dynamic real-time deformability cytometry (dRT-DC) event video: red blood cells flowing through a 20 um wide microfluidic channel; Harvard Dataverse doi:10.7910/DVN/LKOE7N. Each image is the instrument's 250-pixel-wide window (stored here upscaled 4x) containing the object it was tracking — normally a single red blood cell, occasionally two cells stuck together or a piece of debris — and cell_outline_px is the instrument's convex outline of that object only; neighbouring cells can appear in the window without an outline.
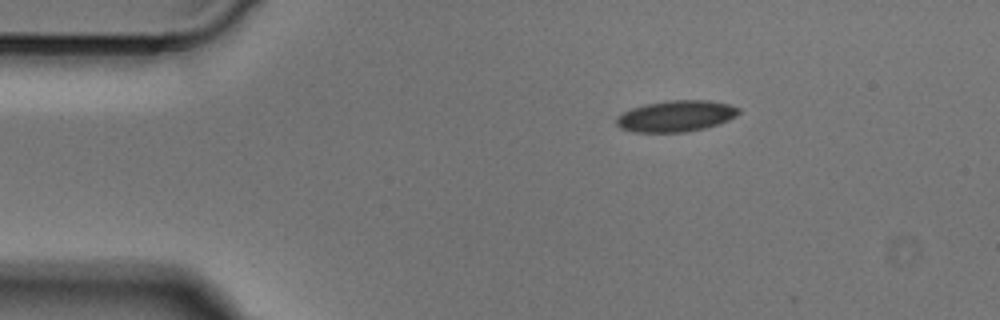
{"species": "Egyptian fruit bat (a non-hibernating species)", "species_latin": "Rousettus aegyptiacus", "temperature_condition": "cold", "stored_images_in_passage": 42, "camera_frame_rate_fps": 3000, "um_per_image_px": 0.085, "animal": {"sex": "male"}, "frame": {"image": 1, "passage_image": 1, "time_ms": 0.0, "image_size_px": [1000, 320], "cell_outline_px": [[740, 112], [736, 116], [720, 124], [688, 132], [632, 132], [620, 128], [616, 124], [616, 120], [624, 112], [632, 108], [644, 104], [668, 100], [708, 100], [728, 104], [740, 108]], "centroid_in_image_um": [57.48, 9.87], "position_along_channel_um": 27.5, "area_um2": 22.31}}
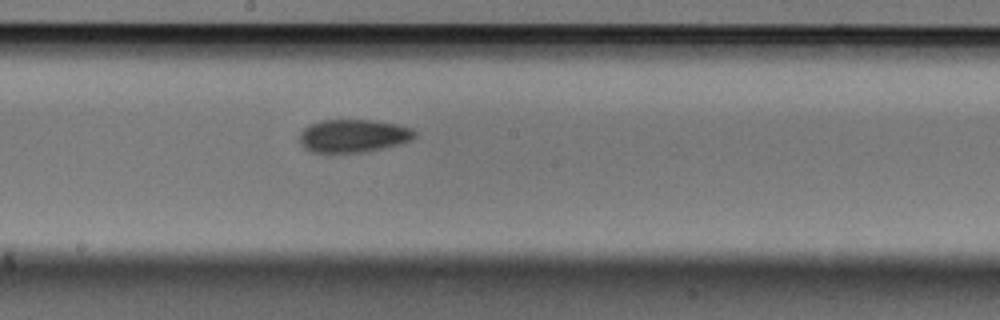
{"frame": {"image": 2, "passage_image": 19, "time_ms": 6.0, "image_size_px": [1000, 320], "cell_outline_px": [[416, 136], [412, 140], [400, 144], [364, 152], [328, 156], [308, 152], [300, 144], [300, 132], [308, 124], [320, 120], [372, 120], [400, 124], [412, 128], [416, 132]], "centroid_in_image_um": [29.97, 11.59], "position_along_channel_um": 218.2, "area_um2": 23.24}}
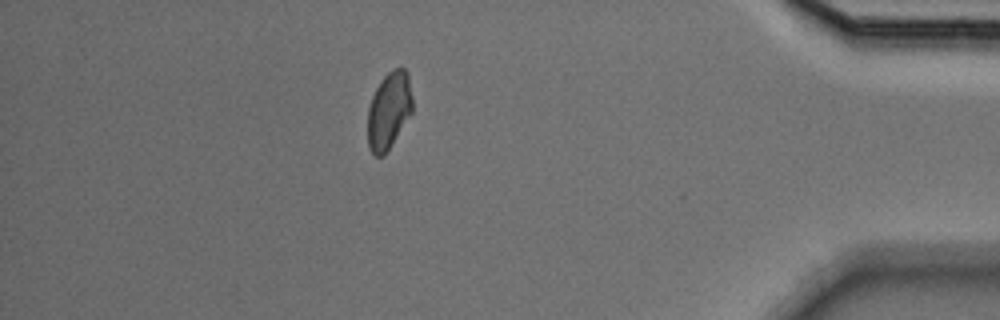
{"frame": {"image": 3, "passage_image": 36, "time_ms": 11.667, "image_size_px": [1000, 320], "cell_outline_px": [[412, 112], [384, 156], [376, 156], [368, 148], [368, 108], [372, 96], [380, 80], [388, 72], [396, 68], [404, 68], [408, 72], [412, 96]], "centroid_in_image_um": [33.05, 9.38], "position_along_channel_um": 402.1, "area_um2": 20.06}}